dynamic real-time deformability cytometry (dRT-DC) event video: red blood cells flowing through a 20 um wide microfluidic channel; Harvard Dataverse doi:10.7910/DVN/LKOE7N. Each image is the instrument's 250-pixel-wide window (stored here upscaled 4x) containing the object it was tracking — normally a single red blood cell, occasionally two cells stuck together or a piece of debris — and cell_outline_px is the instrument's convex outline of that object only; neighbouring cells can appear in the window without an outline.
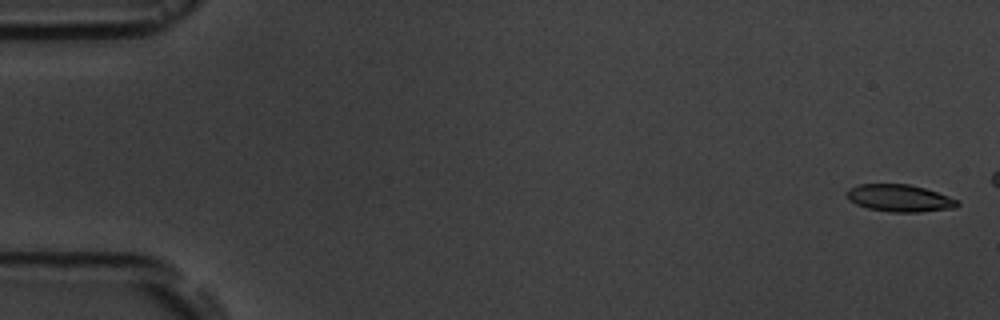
{"species": "common noctule bat (a hibernating species)", "species_latin": "Nyctalus noctula", "temperature_condition": "room temperature", "stored_images_in_passage": 5, "camera_frame_rate_fps": 3000, "um_per_image_px": 0.085, "animal": {"sex": "male", "body_mass_g": 19.5, "forearm_length_mm": 54.6}, "frame": {"image": 1, "passage_image": 1, "time_ms": 0.0, "image_size_px": [1000, 320], "cell_outline_px": [[960, 204], [956, 208], [920, 212], [892, 212], [868, 208], [856, 204], [848, 200], [844, 192], [848, 188], [860, 184], [908, 184], [924, 188], [960, 200]], "centroid_in_image_um": [76.45, 16.84], "position_along_channel_um": 8.5, "area_um2": 17.69}}